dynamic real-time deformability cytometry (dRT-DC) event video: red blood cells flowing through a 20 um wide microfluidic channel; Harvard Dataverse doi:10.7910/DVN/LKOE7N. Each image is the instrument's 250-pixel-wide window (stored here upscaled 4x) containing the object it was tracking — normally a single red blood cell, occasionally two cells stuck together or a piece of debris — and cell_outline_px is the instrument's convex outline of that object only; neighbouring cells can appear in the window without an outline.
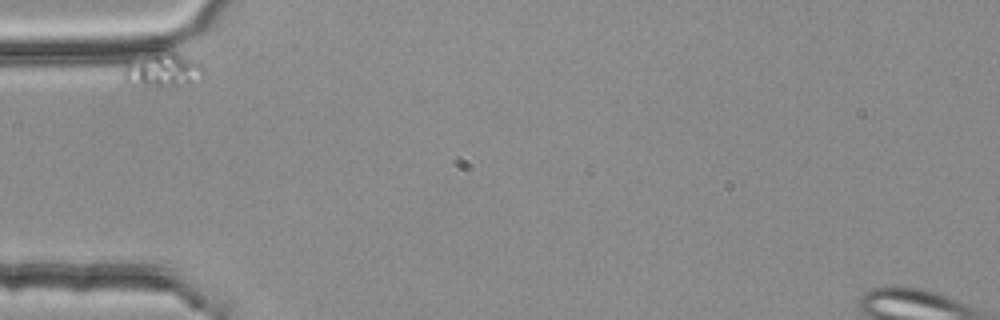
{"species": "common noctule bat (a hibernating species)", "species_latin": "Nyctalus noctula", "temperature_condition": "room temperature", "stored_images_in_passage": 1, "camera_frame_rate_fps": 3000, "um_per_image_px": 0.085, "animal": {"sex": "female", "body_mass_g": 25.1}, "frame": {"image": 1, "passage_image": 1, "time_ms": 0.0, "image_size_px": [1000, 320], "cell_outline_px": [[204, 68], [188, 84], [180, 88], [160, 88], [128, 84], [120, 76], [124, 68], [128, 64], [148, 52], [160, 48], [164, 48], [176, 52], [200, 64]], "centroid_in_image_um": [13.72, 5.95], "position_along_channel_um": 71.3, "area_um2": 16.59}}